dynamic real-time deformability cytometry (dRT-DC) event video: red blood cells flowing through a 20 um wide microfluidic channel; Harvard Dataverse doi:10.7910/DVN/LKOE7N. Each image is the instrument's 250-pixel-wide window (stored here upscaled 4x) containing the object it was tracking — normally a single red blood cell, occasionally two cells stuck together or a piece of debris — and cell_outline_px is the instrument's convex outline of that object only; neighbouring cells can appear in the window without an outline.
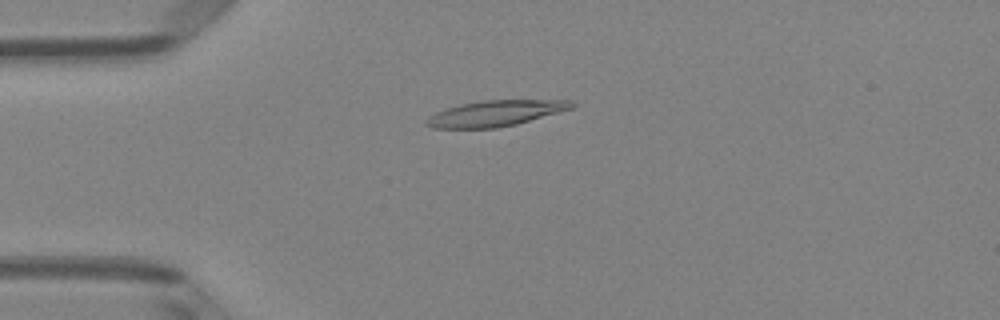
{"species": "Egyptian fruit bat (a non-hibernating species)", "species_latin": "Rousettus aegyptiacus", "temperature_condition": "room temperature", "stored_images_in_passage": 2, "camera_frame_rate_fps": 3000, "um_per_image_px": 0.085, "animal": {"sex": "female"}, "frame": {"image": 1, "passage_image": 1, "time_ms": 0.0, "image_size_px": [1000, 320], "cell_outline_px": [[576, 104], [572, 108], [516, 124], [496, 128], [432, 128], [424, 124], [424, 120], [436, 112], [460, 104], [480, 100], [572, 100]], "centroid_in_image_um": [42.08, 9.63], "position_along_channel_um": 42.9, "area_um2": 21.73}}
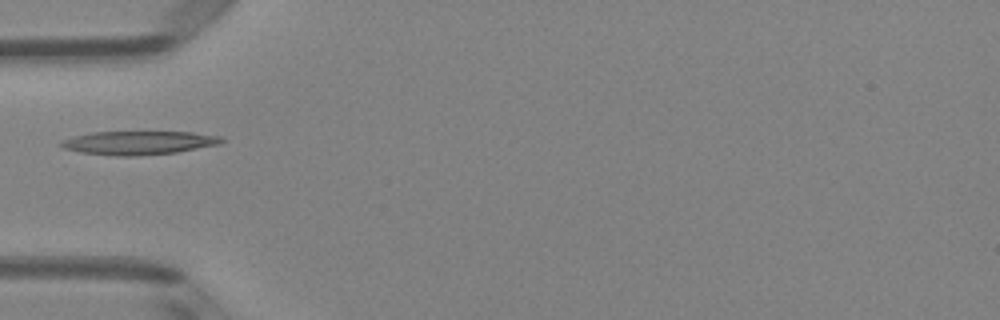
{"frame": {"image": 2, "passage_image": 2, "time_ms": 0.333, "image_size_px": [1000, 320], "cell_outline_px": [[224, 140], [220, 144], [176, 152], [136, 156], [120, 156], [80, 152], [64, 148], [60, 144], [60, 140], [72, 136], [92, 132], [192, 132], [220, 136]], "centroid_in_image_um": [11.76, 12.13], "position_along_channel_um": 73.2, "area_um2": 21.96}}